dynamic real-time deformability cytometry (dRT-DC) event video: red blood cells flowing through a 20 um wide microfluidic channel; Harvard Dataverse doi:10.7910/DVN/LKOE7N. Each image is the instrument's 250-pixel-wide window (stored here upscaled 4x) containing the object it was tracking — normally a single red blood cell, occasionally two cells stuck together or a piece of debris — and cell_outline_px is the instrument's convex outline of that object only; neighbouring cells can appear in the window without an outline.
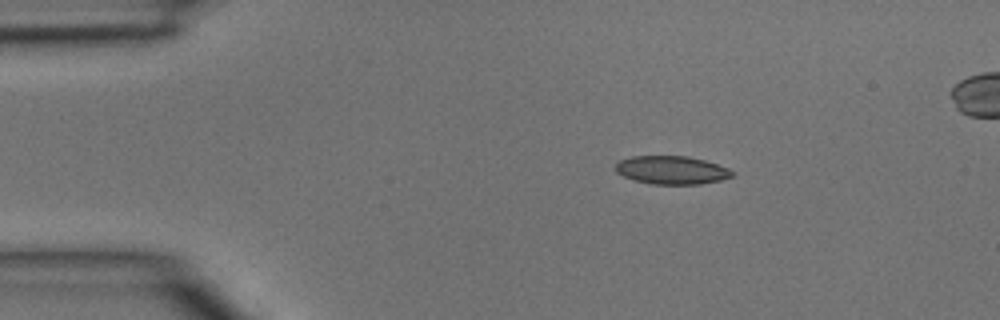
{"species": "common noctule bat (a hibernating species)", "species_latin": "Nyctalus noctula", "temperature_condition": "room temperature", "stored_images_in_passage": 4, "camera_frame_rate_fps": 3000, "um_per_image_px": 0.085, "animal": {"sex": "male", "body_mass_g": 15.6}, "frame": {"image": 1, "passage_image": 2, "time_ms": 0.333, "image_size_px": [1000, 320], "cell_outline_px": [[736, 172], [732, 176], [720, 180], [700, 184], [652, 184], [632, 180], [616, 172], [616, 164], [620, 160], [632, 156], [688, 156], [704, 160], [728, 168]], "centroid_in_image_um": [57.09, 14.46], "position_along_channel_um": 27.9, "area_um2": 19.19}}